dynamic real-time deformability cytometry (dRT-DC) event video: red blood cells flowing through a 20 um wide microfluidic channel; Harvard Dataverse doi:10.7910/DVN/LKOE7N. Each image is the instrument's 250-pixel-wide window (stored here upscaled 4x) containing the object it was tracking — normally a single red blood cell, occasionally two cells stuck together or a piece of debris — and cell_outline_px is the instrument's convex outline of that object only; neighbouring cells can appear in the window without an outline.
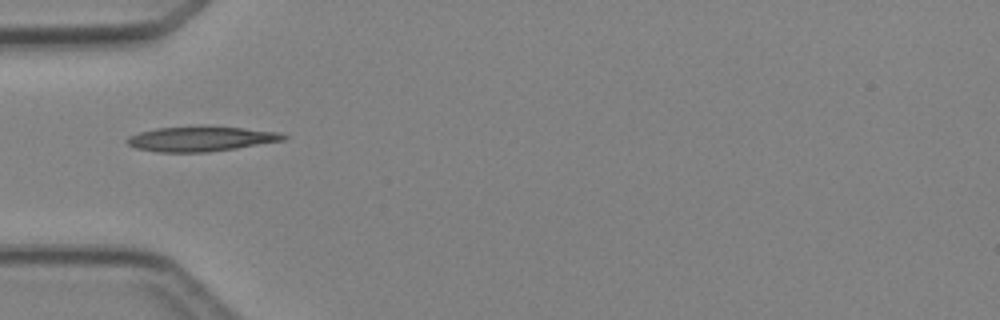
{"species": "Egyptian fruit bat (a non-hibernating species)", "species_latin": "Rousettus aegyptiacus", "temperature_condition": "cold", "stored_images_in_passage": 6, "camera_frame_rate_fps": 3000, "um_per_image_px": 0.085, "animal": {"sex": "female"}, "frame": {"image": 1, "passage_image": 5, "time_ms": 4.667, "image_size_px": [1000, 320], "cell_outline_px": [[288, 136], [284, 140], [236, 148], [208, 152], [156, 152], [136, 148], [128, 144], [124, 140], [128, 136], [140, 132], [156, 128], [200, 124], [204, 124], [244, 128], [280, 132]], "centroid_in_image_um": [17.05, 11.77], "position_along_channel_um": 67.9, "area_um2": 23.35}}
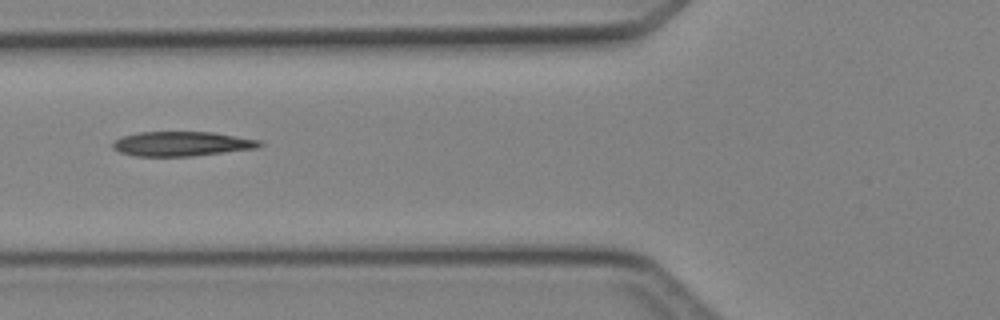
{"frame": {"image": 2, "passage_image": 6, "time_ms": 5.667, "image_size_px": [1000, 320], "cell_outline_px": [[264, 144], [256, 148], [192, 156], [136, 156], [120, 152], [112, 148], [112, 144], [116, 140], [124, 136], [140, 132], [212, 132], [260, 140]], "centroid_in_image_um": [15.45, 12.22], "position_along_channel_um": 110.3, "area_um2": 20.81}}